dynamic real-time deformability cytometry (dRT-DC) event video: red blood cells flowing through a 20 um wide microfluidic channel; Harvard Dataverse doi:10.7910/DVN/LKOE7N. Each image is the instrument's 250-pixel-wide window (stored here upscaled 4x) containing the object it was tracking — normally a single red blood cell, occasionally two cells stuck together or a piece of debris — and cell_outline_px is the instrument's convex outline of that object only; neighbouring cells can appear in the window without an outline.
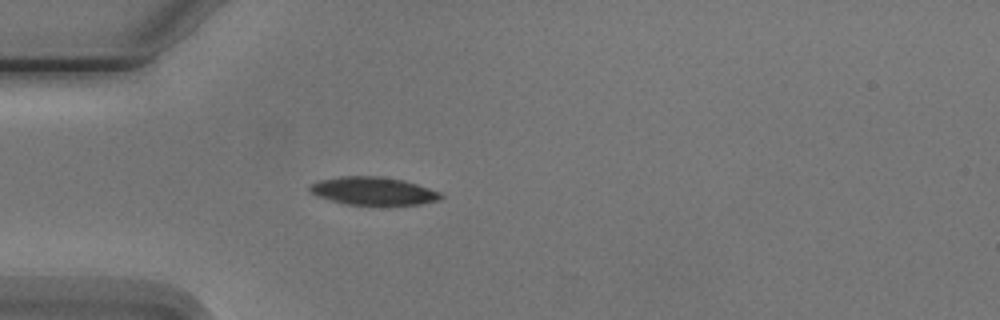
{"species": "Egyptian fruit bat (a non-hibernating species)", "species_latin": "Rousettus aegyptiacus", "temperature_condition": "cold", "stored_images_in_passage": 4, "camera_frame_rate_fps": 3000, "um_per_image_px": 0.085, "animal": {"sex": "male"}, "frame": {"image": 1, "passage_image": 4, "time_ms": 3.667, "image_size_px": [1000, 320], "cell_outline_px": [[444, 196], [440, 200], [420, 204], [344, 204], [316, 196], [308, 188], [312, 184], [320, 180], [340, 176], [380, 176], [404, 180], [440, 192]], "centroid_in_image_um": [31.73, 16.23], "position_along_channel_um": 53.3, "area_um2": 21.15}}